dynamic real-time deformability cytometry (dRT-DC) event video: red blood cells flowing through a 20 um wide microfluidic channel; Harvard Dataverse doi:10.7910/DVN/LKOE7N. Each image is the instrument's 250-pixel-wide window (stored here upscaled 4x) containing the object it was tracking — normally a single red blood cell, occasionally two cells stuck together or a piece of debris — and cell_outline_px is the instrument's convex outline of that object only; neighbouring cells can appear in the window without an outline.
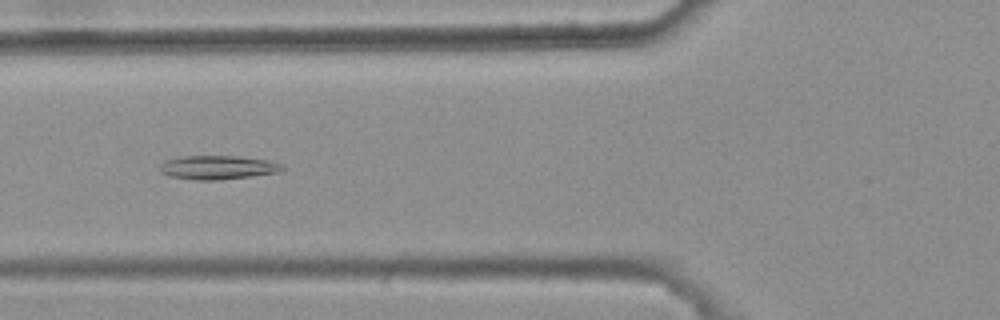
{"species": "common noctule bat (a hibernating species)", "species_latin": "Nyctalus noctula", "temperature_condition": "warm", "stored_images_in_passage": 7, "camera_frame_rate_fps": 3000, "um_per_image_px": 0.085, "animal": {"sex": "female", "body_mass_g": 25.1}, "frame": {"image": 1, "passage_image": 6, "time_ms": 1.667, "image_size_px": [1000, 320], "cell_outline_px": [[288, 168], [280, 172], [216, 180], [196, 180], [172, 176], [160, 172], [160, 164], [164, 160], [184, 156], [236, 156], [268, 160], [280, 164]], "centroid_in_image_um": [18.52, 14.22], "position_along_channel_um": 107.3, "area_um2": 16.88}}
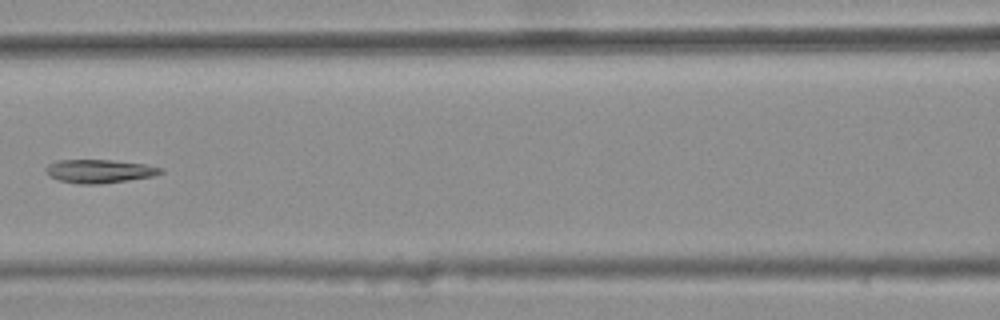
{"frame": {"image": 2, "passage_image": 7, "time_ms": 2.0, "image_size_px": [1000, 320], "cell_outline_px": [[164, 172], [152, 176], [128, 180], [100, 184], [76, 184], [56, 180], [48, 176], [48, 164], [60, 160], [112, 160], [144, 164], [164, 168]], "centroid_in_image_um": [8.46, 14.56], "position_along_channel_um": 158.1, "area_um2": 15.66}}